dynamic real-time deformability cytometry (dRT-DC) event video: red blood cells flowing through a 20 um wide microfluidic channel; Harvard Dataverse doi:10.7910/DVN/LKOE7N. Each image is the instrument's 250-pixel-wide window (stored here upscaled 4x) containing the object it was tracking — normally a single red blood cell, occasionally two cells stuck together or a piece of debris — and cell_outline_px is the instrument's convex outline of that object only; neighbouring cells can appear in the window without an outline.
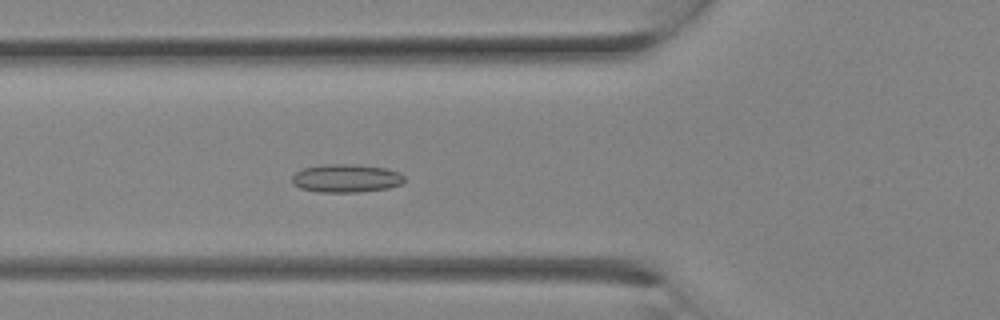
{"species": "Egyptian fruit bat (a non-hibernating species)", "species_latin": "Rousettus aegyptiacus", "temperature_condition": "room temperature", "stored_images_in_passage": 10, "camera_frame_rate_fps": 3000, "um_per_image_px": 0.085, "animal": {"sex": "female"}, "frame": {"image": 1, "passage_image": 10, "time_ms": 3.0, "image_size_px": [1000, 320], "cell_outline_px": [[404, 180], [400, 184], [388, 188], [360, 192], [320, 192], [300, 188], [292, 184], [292, 176], [300, 168], [324, 164], [352, 164], [384, 168], [400, 172], [404, 176]], "centroid_in_image_um": [29.39, 15.15], "position_along_channel_um": 96.4, "area_um2": 18.55}}